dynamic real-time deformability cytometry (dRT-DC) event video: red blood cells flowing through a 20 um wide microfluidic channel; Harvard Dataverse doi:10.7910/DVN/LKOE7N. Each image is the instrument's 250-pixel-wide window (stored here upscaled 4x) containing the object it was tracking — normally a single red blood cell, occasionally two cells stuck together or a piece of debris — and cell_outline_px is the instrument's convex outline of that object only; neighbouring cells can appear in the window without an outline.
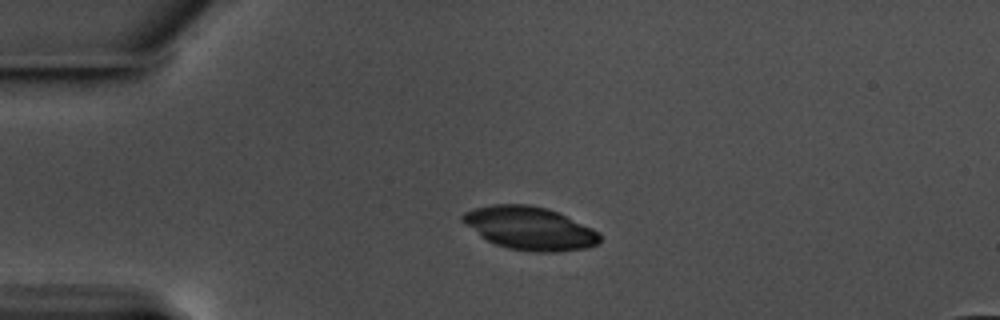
{"species": "common noctule bat (a hibernating species)", "species_latin": "Nyctalus noctula", "temperature_condition": "warm", "stored_images_in_passage": 4, "camera_frame_rate_fps": 3000, "um_per_image_px": 0.085, "animal": {"sex": "male", "body_mass_g": 17.5, "forearm_length_mm": 52.3}, "frame": {"image": 1, "passage_image": 1, "time_ms": 0.0, "image_size_px": [1000, 320], "cell_outline_px": [[600, 244], [588, 248], [556, 252], [536, 252], [508, 248], [496, 244], [480, 236], [460, 220], [460, 216], [464, 212], [476, 208], [492, 204], [528, 204], [548, 208], [592, 228], [600, 232]], "centroid_in_image_um": [45.04, 19.4], "position_along_channel_um": 40.0, "area_um2": 34.51}}